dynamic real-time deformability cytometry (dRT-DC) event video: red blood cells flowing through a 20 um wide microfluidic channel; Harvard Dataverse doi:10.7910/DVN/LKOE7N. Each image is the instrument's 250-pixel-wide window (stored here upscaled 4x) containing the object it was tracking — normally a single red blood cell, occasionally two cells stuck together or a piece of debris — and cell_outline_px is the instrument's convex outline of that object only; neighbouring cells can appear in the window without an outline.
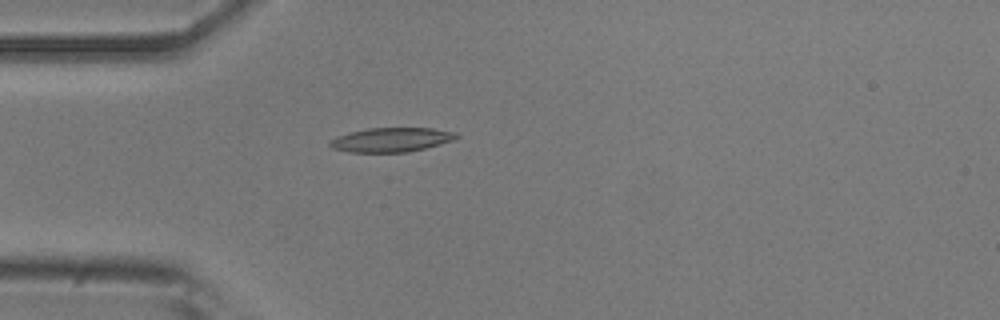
{"species": "common noctule bat (a hibernating species)", "species_latin": "Nyctalus noctula", "temperature_condition": "room temperature", "stored_images_in_passage": 17, "camera_frame_rate_fps": 3000, "um_per_image_px": 0.085, "animal": {"sex": "male", "body_mass_g": 20.5, "forearm_length_mm": 52.5}, "frame": {"image": 1, "passage_image": 1, "time_ms": 0.0, "image_size_px": [1000, 320], "cell_outline_px": [[460, 136], [452, 140], [440, 144], [408, 152], [348, 152], [332, 148], [328, 144], [328, 140], [336, 136], [348, 132], [368, 128], [432, 128], [456, 132]], "centroid_in_image_um": [33.21, 11.87], "position_along_channel_um": 51.8, "area_um2": 17.98}}
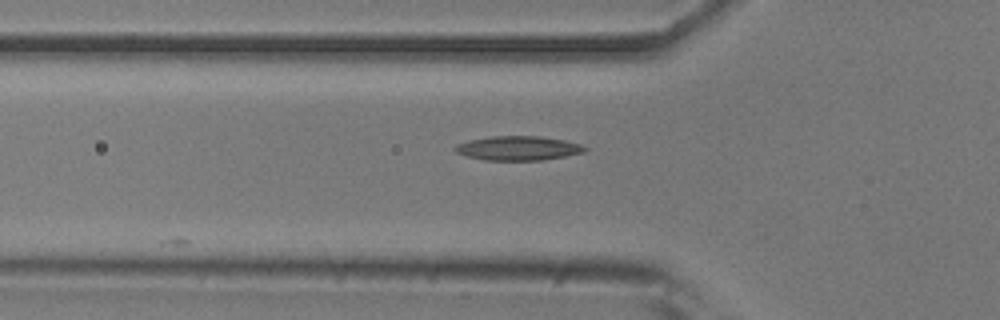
{"frame": {"image": 2, "passage_image": 4, "time_ms": 1.0, "image_size_px": [1000, 320], "cell_outline_px": [[588, 148], [584, 152], [564, 156], [540, 160], [484, 160], [468, 156], [456, 152], [452, 148], [456, 144], [468, 140], [492, 136], [540, 136], [564, 140], [580, 144]], "centroid_in_image_um": [44.01, 12.59], "position_along_channel_um": 81.8, "area_um2": 18.26}}